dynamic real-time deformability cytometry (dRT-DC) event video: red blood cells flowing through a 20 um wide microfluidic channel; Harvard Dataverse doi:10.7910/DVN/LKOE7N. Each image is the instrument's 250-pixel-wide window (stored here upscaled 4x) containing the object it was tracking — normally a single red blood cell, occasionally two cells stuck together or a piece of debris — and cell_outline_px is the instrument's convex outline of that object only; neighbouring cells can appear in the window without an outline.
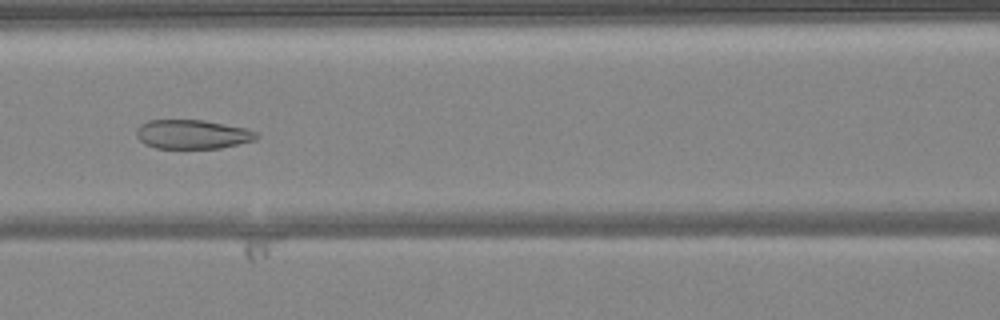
{"species": "common noctule bat (a hibernating species)", "species_latin": "Nyctalus noctula", "temperature_condition": "warm", "stored_images_in_passage": 50, "camera_frame_rate_fps": 3000, "um_per_image_px": 0.085, "animal": {"sex": "female", "body_mass_g": 24.6, "forearm_length_mm": 56.2}, "frame": {"image": 1, "passage_image": 22, "time_ms": 7.0, "image_size_px": [1000, 320], "cell_outline_px": [[260, 136], [256, 140], [220, 148], [156, 148], [144, 144], [136, 136], [136, 128], [140, 124], [148, 120], [204, 120], [244, 128], [256, 132]], "centroid_in_image_um": [16.33, 11.41], "position_along_channel_um": 150.3, "area_um2": 20.4}}
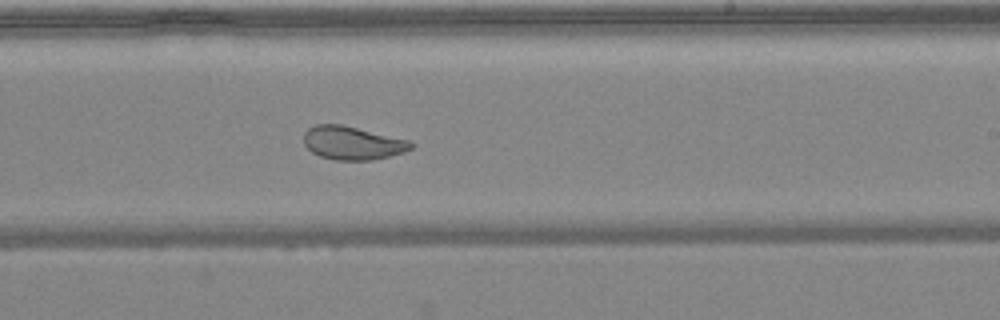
{"frame": {"image": 2, "passage_image": 30, "time_ms": 9.667, "image_size_px": [1000, 320], "cell_outline_px": [[416, 144], [412, 148], [404, 152], [372, 160], [336, 160], [320, 156], [312, 152], [304, 144], [304, 132], [308, 128], [316, 124], [340, 124], [408, 140]], "centroid_in_image_um": [29.94, 12.15], "position_along_channel_um": 259.1, "area_um2": 20.69}}
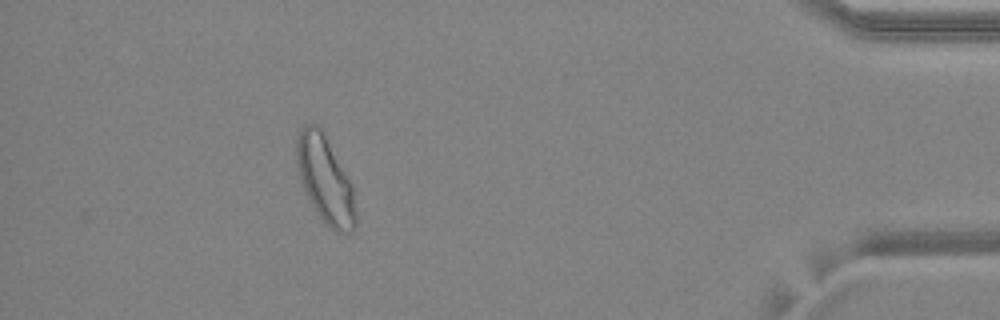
{"frame": {"image": 3, "passage_image": 45, "time_ms": 14.667, "image_size_px": [1000, 320], "cell_outline_px": [[356, 228], [352, 232], [336, 232], [328, 228], [312, 204], [304, 188], [300, 176], [296, 160], [296, 136], [300, 128], [304, 124], [316, 124], [320, 128], [352, 184], [356, 208]], "centroid_in_image_um": [27.65, 15.29], "position_along_channel_um": 407.6, "area_um2": 29.59}, "authors_computed_cell_mechanics": {"area_um2": 27.1082, "velocity_mm_per_s": 4.0843, "shape_relaxation_time_tau1_ms": 6.7764, "shape_relaxation_time_tau2_ms": 0.972, "deformation_change_tau1": 0.1535, "deformation_change_tau2": 0.0687}}